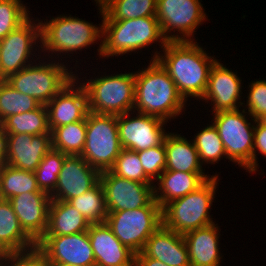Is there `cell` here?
<instances>
[{
  "label": "cell",
  "instance_id": "cell-15",
  "mask_svg": "<svg viewBox=\"0 0 266 266\" xmlns=\"http://www.w3.org/2000/svg\"><path fill=\"white\" fill-rule=\"evenodd\" d=\"M108 212L134 210L147 206L154 199L155 183H139L113 174L100 172Z\"/></svg>",
  "mask_w": 266,
  "mask_h": 266
},
{
  "label": "cell",
  "instance_id": "cell-21",
  "mask_svg": "<svg viewBox=\"0 0 266 266\" xmlns=\"http://www.w3.org/2000/svg\"><path fill=\"white\" fill-rule=\"evenodd\" d=\"M87 232L97 265L135 266V253L116 238L106 222L91 224Z\"/></svg>",
  "mask_w": 266,
  "mask_h": 266
},
{
  "label": "cell",
  "instance_id": "cell-40",
  "mask_svg": "<svg viewBox=\"0 0 266 266\" xmlns=\"http://www.w3.org/2000/svg\"><path fill=\"white\" fill-rule=\"evenodd\" d=\"M0 266H49L46 256L36 247L25 252L7 253Z\"/></svg>",
  "mask_w": 266,
  "mask_h": 266
},
{
  "label": "cell",
  "instance_id": "cell-2",
  "mask_svg": "<svg viewBox=\"0 0 266 266\" xmlns=\"http://www.w3.org/2000/svg\"><path fill=\"white\" fill-rule=\"evenodd\" d=\"M186 104L174 81L157 60H150L147 67L135 72L133 111L156 116L169 123L183 115Z\"/></svg>",
  "mask_w": 266,
  "mask_h": 266
},
{
  "label": "cell",
  "instance_id": "cell-12",
  "mask_svg": "<svg viewBox=\"0 0 266 266\" xmlns=\"http://www.w3.org/2000/svg\"><path fill=\"white\" fill-rule=\"evenodd\" d=\"M33 19L29 17L0 40L1 70L6 79L41 57L42 53H36L41 50V24L39 19ZM32 56L36 57L35 60Z\"/></svg>",
  "mask_w": 266,
  "mask_h": 266
},
{
  "label": "cell",
  "instance_id": "cell-7",
  "mask_svg": "<svg viewBox=\"0 0 266 266\" xmlns=\"http://www.w3.org/2000/svg\"><path fill=\"white\" fill-rule=\"evenodd\" d=\"M79 80L88 95L89 111L96 114L122 115L133 111L135 71L114 73ZM84 81V82H83Z\"/></svg>",
  "mask_w": 266,
  "mask_h": 266
},
{
  "label": "cell",
  "instance_id": "cell-18",
  "mask_svg": "<svg viewBox=\"0 0 266 266\" xmlns=\"http://www.w3.org/2000/svg\"><path fill=\"white\" fill-rule=\"evenodd\" d=\"M78 74L45 106L50 131L56 127L84 120L89 112L88 95Z\"/></svg>",
  "mask_w": 266,
  "mask_h": 266
},
{
  "label": "cell",
  "instance_id": "cell-36",
  "mask_svg": "<svg viewBox=\"0 0 266 266\" xmlns=\"http://www.w3.org/2000/svg\"><path fill=\"white\" fill-rule=\"evenodd\" d=\"M110 171L139 183H154L144 172L138 152L122 149Z\"/></svg>",
  "mask_w": 266,
  "mask_h": 266
},
{
  "label": "cell",
  "instance_id": "cell-29",
  "mask_svg": "<svg viewBox=\"0 0 266 266\" xmlns=\"http://www.w3.org/2000/svg\"><path fill=\"white\" fill-rule=\"evenodd\" d=\"M1 134L39 135L51 133L46 106L41 104L29 112L14 114L0 124Z\"/></svg>",
  "mask_w": 266,
  "mask_h": 266
},
{
  "label": "cell",
  "instance_id": "cell-9",
  "mask_svg": "<svg viewBox=\"0 0 266 266\" xmlns=\"http://www.w3.org/2000/svg\"><path fill=\"white\" fill-rule=\"evenodd\" d=\"M122 149L117 116L89 111L86 116V140L81 153L84 160L99 172L107 171L114 166Z\"/></svg>",
  "mask_w": 266,
  "mask_h": 266
},
{
  "label": "cell",
  "instance_id": "cell-4",
  "mask_svg": "<svg viewBox=\"0 0 266 266\" xmlns=\"http://www.w3.org/2000/svg\"><path fill=\"white\" fill-rule=\"evenodd\" d=\"M102 53L101 58L123 56L137 50L149 48L159 42L164 48L167 40L163 37L156 16L126 20H102Z\"/></svg>",
  "mask_w": 266,
  "mask_h": 266
},
{
  "label": "cell",
  "instance_id": "cell-27",
  "mask_svg": "<svg viewBox=\"0 0 266 266\" xmlns=\"http://www.w3.org/2000/svg\"><path fill=\"white\" fill-rule=\"evenodd\" d=\"M91 224L67 201L51 200L48 226L43 236L72 235L88 231Z\"/></svg>",
  "mask_w": 266,
  "mask_h": 266
},
{
  "label": "cell",
  "instance_id": "cell-39",
  "mask_svg": "<svg viewBox=\"0 0 266 266\" xmlns=\"http://www.w3.org/2000/svg\"><path fill=\"white\" fill-rule=\"evenodd\" d=\"M251 82L248 87L249 93L246 95V103L243 101L244 106L242 107L246 106L243 109H246L253 119L258 120L262 115L266 114V80L256 79V81Z\"/></svg>",
  "mask_w": 266,
  "mask_h": 266
},
{
  "label": "cell",
  "instance_id": "cell-42",
  "mask_svg": "<svg viewBox=\"0 0 266 266\" xmlns=\"http://www.w3.org/2000/svg\"><path fill=\"white\" fill-rule=\"evenodd\" d=\"M135 266H168L161 261L147 257L143 252L135 254Z\"/></svg>",
  "mask_w": 266,
  "mask_h": 266
},
{
  "label": "cell",
  "instance_id": "cell-34",
  "mask_svg": "<svg viewBox=\"0 0 266 266\" xmlns=\"http://www.w3.org/2000/svg\"><path fill=\"white\" fill-rule=\"evenodd\" d=\"M41 103L23 94L6 81L0 82V124L9 116L37 109Z\"/></svg>",
  "mask_w": 266,
  "mask_h": 266
},
{
  "label": "cell",
  "instance_id": "cell-23",
  "mask_svg": "<svg viewBox=\"0 0 266 266\" xmlns=\"http://www.w3.org/2000/svg\"><path fill=\"white\" fill-rule=\"evenodd\" d=\"M220 226L215 222L183 234L191 266H222L219 237Z\"/></svg>",
  "mask_w": 266,
  "mask_h": 266
},
{
  "label": "cell",
  "instance_id": "cell-6",
  "mask_svg": "<svg viewBox=\"0 0 266 266\" xmlns=\"http://www.w3.org/2000/svg\"><path fill=\"white\" fill-rule=\"evenodd\" d=\"M219 180L215 173L197 190L167 203L162 208V224L183 235L216 222L210 212Z\"/></svg>",
  "mask_w": 266,
  "mask_h": 266
},
{
  "label": "cell",
  "instance_id": "cell-46",
  "mask_svg": "<svg viewBox=\"0 0 266 266\" xmlns=\"http://www.w3.org/2000/svg\"><path fill=\"white\" fill-rule=\"evenodd\" d=\"M96 4H102L105 0H94Z\"/></svg>",
  "mask_w": 266,
  "mask_h": 266
},
{
  "label": "cell",
  "instance_id": "cell-38",
  "mask_svg": "<svg viewBox=\"0 0 266 266\" xmlns=\"http://www.w3.org/2000/svg\"><path fill=\"white\" fill-rule=\"evenodd\" d=\"M145 174L155 183L166 167L164 142L161 145L138 151Z\"/></svg>",
  "mask_w": 266,
  "mask_h": 266
},
{
  "label": "cell",
  "instance_id": "cell-24",
  "mask_svg": "<svg viewBox=\"0 0 266 266\" xmlns=\"http://www.w3.org/2000/svg\"><path fill=\"white\" fill-rule=\"evenodd\" d=\"M208 173L164 170L155 181L157 186L156 184L154 185V199L163 208L170 201L184 197L188 193L197 190L213 176Z\"/></svg>",
  "mask_w": 266,
  "mask_h": 266
},
{
  "label": "cell",
  "instance_id": "cell-22",
  "mask_svg": "<svg viewBox=\"0 0 266 266\" xmlns=\"http://www.w3.org/2000/svg\"><path fill=\"white\" fill-rule=\"evenodd\" d=\"M142 252L168 266H191L183 235L163 224L149 237Z\"/></svg>",
  "mask_w": 266,
  "mask_h": 266
},
{
  "label": "cell",
  "instance_id": "cell-19",
  "mask_svg": "<svg viewBox=\"0 0 266 266\" xmlns=\"http://www.w3.org/2000/svg\"><path fill=\"white\" fill-rule=\"evenodd\" d=\"M100 179V172L91 167L81 155H68L58 176L51 200L69 201L92 188Z\"/></svg>",
  "mask_w": 266,
  "mask_h": 266
},
{
  "label": "cell",
  "instance_id": "cell-3",
  "mask_svg": "<svg viewBox=\"0 0 266 266\" xmlns=\"http://www.w3.org/2000/svg\"><path fill=\"white\" fill-rule=\"evenodd\" d=\"M51 18L50 20L45 19L46 21L44 20V22L40 19L41 50H39L40 52L38 51V54L43 52V57H48L49 59H52L54 55L56 58L55 60L58 59V61H63L62 59L64 56L66 57L67 54L66 58H70L78 50L79 52L81 49L83 51L84 48L87 49L91 47L90 45H95L94 43L98 44L97 42L100 40L97 51L98 57L101 58L102 23L97 26V24L94 25L92 22H88L76 16H67V14H61ZM47 52L48 54H46ZM59 55L62 59L59 58Z\"/></svg>",
  "mask_w": 266,
  "mask_h": 266
},
{
  "label": "cell",
  "instance_id": "cell-13",
  "mask_svg": "<svg viewBox=\"0 0 266 266\" xmlns=\"http://www.w3.org/2000/svg\"><path fill=\"white\" fill-rule=\"evenodd\" d=\"M166 125L167 121L159 117L135 111L117 115L121 146L135 152L161 145L168 133Z\"/></svg>",
  "mask_w": 266,
  "mask_h": 266
},
{
  "label": "cell",
  "instance_id": "cell-44",
  "mask_svg": "<svg viewBox=\"0 0 266 266\" xmlns=\"http://www.w3.org/2000/svg\"><path fill=\"white\" fill-rule=\"evenodd\" d=\"M261 125L266 127V114L262 115L258 120H257Z\"/></svg>",
  "mask_w": 266,
  "mask_h": 266
},
{
  "label": "cell",
  "instance_id": "cell-28",
  "mask_svg": "<svg viewBox=\"0 0 266 266\" xmlns=\"http://www.w3.org/2000/svg\"><path fill=\"white\" fill-rule=\"evenodd\" d=\"M97 5L101 20H126L156 16L157 0H105Z\"/></svg>",
  "mask_w": 266,
  "mask_h": 266
},
{
  "label": "cell",
  "instance_id": "cell-16",
  "mask_svg": "<svg viewBox=\"0 0 266 266\" xmlns=\"http://www.w3.org/2000/svg\"><path fill=\"white\" fill-rule=\"evenodd\" d=\"M217 60L210 69L207 87L202 101L211 102V113L218 111L238 110L243 106L242 79L237 72L228 69Z\"/></svg>",
  "mask_w": 266,
  "mask_h": 266
},
{
  "label": "cell",
  "instance_id": "cell-45",
  "mask_svg": "<svg viewBox=\"0 0 266 266\" xmlns=\"http://www.w3.org/2000/svg\"><path fill=\"white\" fill-rule=\"evenodd\" d=\"M6 81V78L2 75V70H1V58H0V82Z\"/></svg>",
  "mask_w": 266,
  "mask_h": 266
},
{
  "label": "cell",
  "instance_id": "cell-37",
  "mask_svg": "<svg viewBox=\"0 0 266 266\" xmlns=\"http://www.w3.org/2000/svg\"><path fill=\"white\" fill-rule=\"evenodd\" d=\"M28 9L22 0H0V40L31 17Z\"/></svg>",
  "mask_w": 266,
  "mask_h": 266
},
{
  "label": "cell",
  "instance_id": "cell-26",
  "mask_svg": "<svg viewBox=\"0 0 266 266\" xmlns=\"http://www.w3.org/2000/svg\"><path fill=\"white\" fill-rule=\"evenodd\" d=\"M36 247L37 243L21 227L10 201L0 199V250L7 254Z\"/></svg>",
  "mask_w": 266,
  "mask_h": 266
},
{
  "label": "cell",
  "instance_id": "cell-48",
  "mask_svg": "<svg viewBox=\"0 0 266 266\" xmlns=\"http://www.w3.org/2000/svg\"><path fill=\"white\" fill-rule=\"evenodd\" d=\"M49 266H72V265H49Z\"/></svg>",
  "mask_w": 266,
  "mask_h": 266
},
{
  "label": "cell",
  "instance_id": "cell-14",
  "mask_svg": "<svg viewBox=\"0 0 266 266\" xmlns=\"http://www.w3.org/2000/svg\"><path fill=\"white\" fill-rule=\"evenodd\" d=\"M37 248L49 265L92 266L96 264L88 232L72 235L43 236Z\"/></svg>",
  "mask_w": 266,
  "mask_h": 266
},
{
  "label": "cell",
  "instance_id": "cell-33",
  "mask_svg": "<svg viewBox=\"0 0 266 266\" xmlns=\"http://www.w3.org/2000/svg\"><path fill=\"white\" fill-rule=\"evenodd\" d=\"M201 129L197 131L192 140L198 151L201 164L213 165L223 158L227 159L224 145L214 124L211 122Z\"/></svg>",
  "mask_w": 266,
  "mask_h": 266
},
{
  "label": "cell",
  "instance_id": "cell-41",
  "mask_svg": "<svg viewBox=\"0 0 266 266\" xmlns=\"http://www.w3.org/2000/svg\"><path fill=\"white\" fill-rule=\"evenodd\" d=\"M258 153V154H257ZM261 153V156L266 158V127L261 125L257 120L255 122L254 129V144H253V172L258 171V155ZM258 168V169H257Z\"/></svg>",
  "mask_w": 266,
  "mask_h": 266
},
{
  "label": "cell",
  "instance_id": "cell-10",
  "mask_svg": "<svg viewBox=\"0 0 266 266\" xmlns=\"http://www.w3.org/2000/svg\"><path fill=\"white\" fill-rule=\"evenodd\" d=\"M106 224L123 245L137 254L142 252L149 237L162 225V208L153 199L145 207L108 212Z\"/></svg>",
  "mask_w": 266,
  "mask_h": 266
},
{
  "label": "cell",
  "instance_id": "cell-31",
  "mask_svg": "<svg viewBox=\"0 0 266 266\" xmlns=\"http://www.w3.org/2000/svg\"><path fill=\"white\" fill-rule=\"evenodd\" d=\"M52 148L66 155H81L86 140V118L51 131Z\"/></svg>",
  "mask_w": 266,
  "mask_h": 266
},
{
  "label": "cell",
  "instance_id": "cell-8",
  "mask_svg": "<svg viewBox=\"0 0 266 266\" xmlns=\"http://www.w3.org/2000/svg\"><path fill=\"white\" fill-rule=\"evenodd\" d=\"M212 115L210 122H213L218 130L227 159L251 174L256 120L245 109L218 111Z\"/></svg>",
  "mask_w": 266,
  "mask_h": 266
},
{
  "label": "cell",
  "instance_id": "cell-30",
  "mask_svg": "<svg viewBox=\"0 0 266 266\" xmlns=\"http://www.w3.org/2000/svg\"><path fill=\"white\" fill-rule=\"evenodd\" d=\"M90 224L105 223L108 215L105 194L99 180L88 191L68 201Z\"/></svg>",
  "mask_w": 266,
  "mask_h": 266
},
{
  "label": "cell",
  "instance_id": "cell-5",
  "mask_svg": "<svg viewBox=\"0 0 266 266\" xmlns=\"http://www.w3.org/2000/svg\"><path fill=\"white\" fill-rule=\"evenodd\" d=\"M57 61L54 57L53 59L40 57L39 63L35 61L18 73L10 75L6 82L15 90L46 105L75 77L77 67L80 68L77 59L73 67L74 72L66 60L65 62Z\"/></svg>",
  "mask_w": 266,
  "mask_h": 266
},
{
  "label": "cell",
  "instance_id": "cell-17",
  "mask_svg": "<svg viewBox=\"0 0 266 266\" xmlns=\"http://www.w3.org/2000/svg\"><path fill=\"white\" fill-rule=\"evenodd\" d=\"M6 164L16 169L34 172L52 148L51 133L1 134Z\"/></svg>",
  "mask_w": 266,
  "mask_h": 266
},
{
  "label": "cell",
  "instance_id": "cell-11",
  "mask_svg": "<svg viewBox=\"0 0 266 266\" xmlns=\"http://www.w3.org/2000/svg\"><path fill=\"white\" fill-rule=\"evenodd\" d=\"M204 9L200 0H157L156 18L163 37L167 41H195V30L208 20Z\"/></svg>",
  "mask_w": 266,
  "mask_h": 266
},
{
  "label": "cell",
  "instance_id": "cell-47",
  "mask_svg": "<svg viewBox=\"0 0 266 266\" xmlns=\"http://www.w3.org/2000/svg\"><path fill=\"white\" fill-rule=\"evenodd\" d=\"M4 255H5V254L0 250V262L2 261Z\"/></svg>",
  "mask_w": 266,
  "mask_h": 266
},
{
  "label": "cell",
  "instance_id": "cell-35",
  "mask_svg": "<svg viewBox=\"0 0 266 266\" xmlns=\"http://www.w3.org/2000/svg\"><path fill=\"white\" fill-rule=\"evenodd\" d=\"M67 156L68 155L53 148L46 153L41 163L34 171L38 187L41 191L48 195L54 192L58 183L59 173Z\"/></svg>",
  "mask_w": 266,
  "mask_h": 266
},
{
  "label": "cell",
  "instance_id": "cell-32",
  "mask_svg": "<svg viewBox=\"0 0 266 266\" xmlns=\"http://www.w3.org/2000/svg\"><path fill=\"white\" fill-rule=\"evenodd\" d=\"M27 192H43L38 187L34 172L6 164L0 173V199L9 200Z\"/></svg>",
  "mask_w": 266,
  "mask_h": 266
},
{
  "label": "cell",
  "instance_id": "cell-25",
  "mask_svg": "<svg viewBox=\"0 0 266 266\" xmlns=\"http://www.w3.org/2000/svg\"><path fill=\"white\" fill-rule=\"evenodd\" d=\"M177 132H169L164 138L166 151L165 170L187 172V173H205L199 160V154L192 139L188 140ZM204 168V169H203Z\"/></svg>",
  "mask_w": 266,
  "mask_h": 266
},
{
  "label": "cell",
  "instance_id": "cell-43",
  "mask_svg": "<svg viewBox=\"0 0 266 266\" xmlns=\"http://www.w3.org/2000/svg\"><path fill=\"white\" fill-rule=\"evenodd\" d=\"M6 165L5 161V155H4V147L2 143V136H1V131H0V173L2 172V169Z\"/></svg>",
  "mask_w": 266,
  "mask_h": 266
},
{
  "label": "cell",
  "instance_id": "cell-20",
  "mask_svg": "<svg viewBox=\"0 0 266 266\" xmlns=\"http://www.w3.org/2000/svg\"><path fill=\"white\" fill-rule=\"evenodd\" d=\"M9 201L21 227L37 243L47 230L51 196L45 192H27Z\"/></svg>",
  "mask_w": 266,
  "mask_h": 266
},
{
  "label": "cell",
  "instance_id": "cell-1",
  "mask_svg": "<svg viewBox=\"0 0 266 266\" xmlns=\"http://www.w3.org/2000/svg\"><path fill=\"white\" fill-rule=\"evenodd\" d=\"M156 50L151 60H157L167 71L183 98L188 101L194 97L193 100L200 101L207 87L210 69L218 59L209 55L196 40L167 41L161 51Z\"/></svg>",
  "mask_w": 266,
  "mask_h": 266
}]
</instances>
